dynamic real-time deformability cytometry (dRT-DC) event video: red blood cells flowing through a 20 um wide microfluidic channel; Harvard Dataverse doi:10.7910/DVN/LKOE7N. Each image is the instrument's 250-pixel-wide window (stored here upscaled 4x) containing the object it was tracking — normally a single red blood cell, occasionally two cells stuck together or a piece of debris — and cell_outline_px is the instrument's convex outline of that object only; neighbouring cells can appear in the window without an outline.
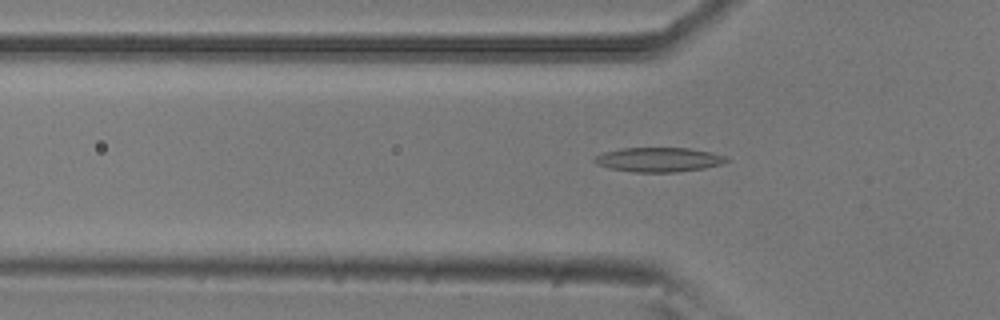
{"species": "common noctule bat (a hibernating species)", "species_latin": "Nyctalus noctula", "temperature_condition": "room temperature", "stored_images_in_passage": 51, "camera_frame_rate_fps": 3000, "um_per_image_px": 0.085, "animal": {"sex": "male", "body_mass_g": 20.5, "forearm_length_mm": 52.5}, "frame": {"image": 1, "passage_image": 15, "time_ms": 4.667, "image_size_px": [1000, 320], "cell_outline_px": [[728, 160], [720, 164], [704, 168], [676, 172], [636, 172], [612, 168], [596, 164], [592, 160], [596, 156], [604, 152], [624, 148], [688, 148], [712, 152], [728, 156]], "centroid_in_image_um": [56.02, 13.56], "position_along_channel_um": 69.8, "area_um2": 18.61}}
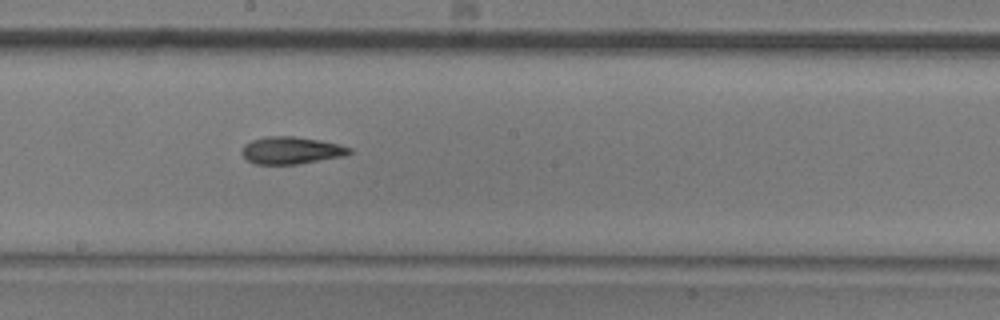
{"frame": {"image": 2, "passage_image": 27, "time_ms": 8.667, "image_size_px": [1000, 320], "cell_outline_px": [[352, 152], [344, 156], [296, 164], [256, 164], [248, 160], [240, 152], [244, 144], [252, 140], [268, 136], [296, 136], [320, 140], [340, 144], [352, 148]], "centroid_in_image_um": [24.76, 12.77], "position_along_channel_um": 223.4, "area_um2": 17.11}}
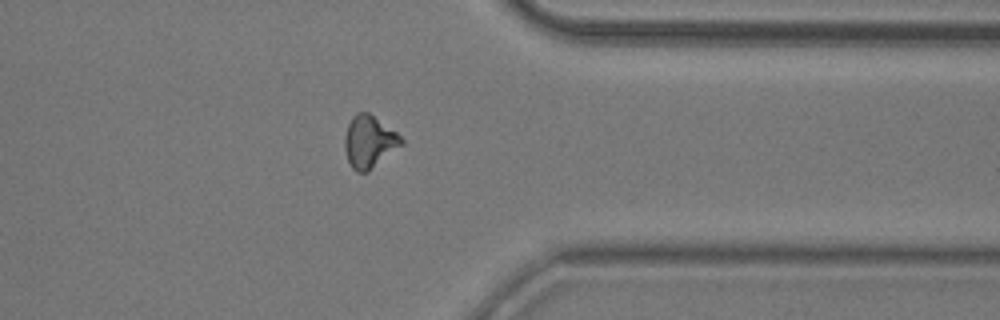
{"frame": {"image": 3, "passage_image": 40, "time_ms": 13.0, "image_size_px": [1000, 320], "cell_outline_px": [[404, 144], [368, 172], [356, 172], [352, 168], [348, 160], [344, 148], [344, 136], [348, 124], [352, 116], [356, 112], [368, 112], [396, 132], [404, 140]], "centroid_in_image_um": [31.38, 12.05], "position_along_channel_um": 380.0, "area_um2": 17.34}, "authors_computed_cell_mechanics": {"area_um2": 17.1088, "velocity_mm_per_s": 3.7963, "shape_relaxation_time_tau1_ms": 6.2482, "shape_relaxation_time_tau2_ms": 7.3697, "deformation_change_tau1": 0.1727, "deformation_change_tau2": 0.1662}}